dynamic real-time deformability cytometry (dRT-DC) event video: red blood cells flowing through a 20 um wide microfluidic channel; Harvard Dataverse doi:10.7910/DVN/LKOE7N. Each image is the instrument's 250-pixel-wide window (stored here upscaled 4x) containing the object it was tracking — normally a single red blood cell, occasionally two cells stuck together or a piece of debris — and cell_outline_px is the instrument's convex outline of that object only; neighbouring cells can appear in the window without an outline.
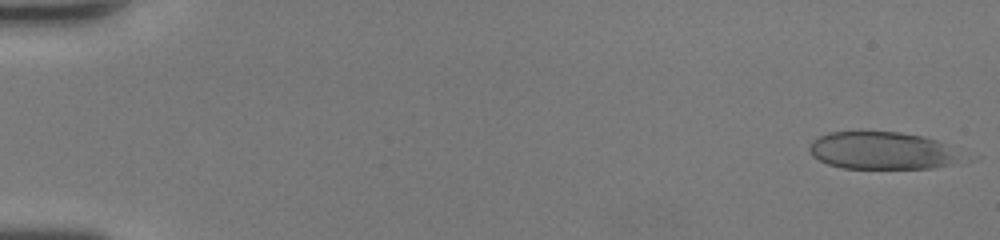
{"species": "human", "species_latin": "Homo sapiens", "temperature_condition": "room temperature", "stored_images_in_passage": 47, "camera_frame_rate_fps": 3000, "um_per_image_px": 0.085, "donor": {"sex": "female"}, "frame": {"image": 1, "passage_image": 1, "time_ms": 0.0, "image_size_px": [1000, 240], "cell_outline_px": [[956, 160], [948, 164], [932, 168], [840, 168], [828, 164], [812, 156], [808, 148], [812, 140], [828, 132], [860, 128], [900, 132], [924, 136], [936, 140], [956, 156]], "centroid_in_image_um": [74.74, 12.74], "position_along_channel_um": 10.3, "area_um2": 33.41}}
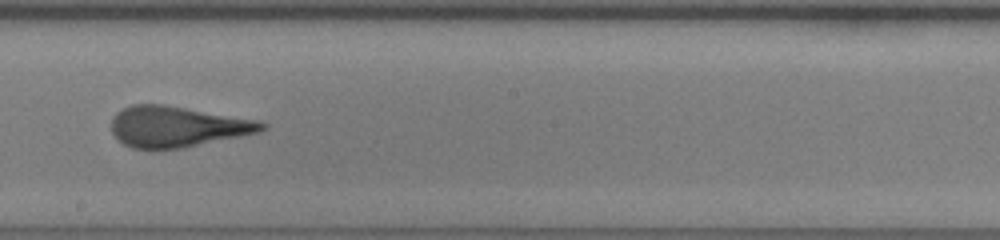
{"frame": {"image": 2, "passage_image": 28, "time_ms": 9.0, "image_size_px": [1000, 240], "cell_outline_px": [[268, 128], [260, 132], [184, 148], [132, 148], [124, 144], [112, 132], [112, 116], [120, 108], [132, 104], [164, 104], [256, 120], [268, 124]], "centroid_in_image_um": [15.06, 10.75], "position_along_channel_um": 233.1, "area_um2": 35.66}}
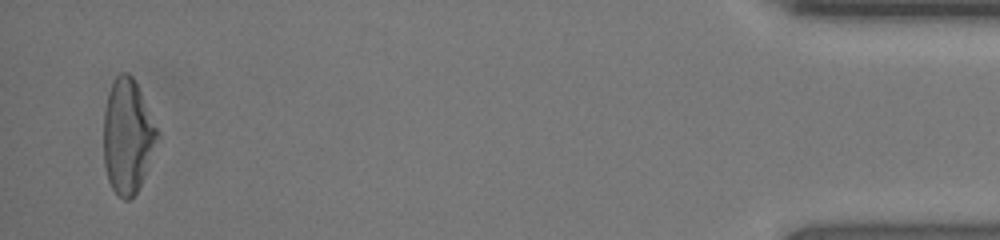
{"frame": {"image": 3, "passage_image": 46, "time_ms": 15.0, "image_size_px": [1000, 240], "cell_outline_px": [[156, 136], [140, 184], [136, 192], [128, 200], [124, 200], [116, 196], [108, 180], [104, 164], [104, 112], [108, 92], [116, 76], [120, 72], [128, 72], [132, 76], [140, 92], [156, 128]], "centroid_in_image_um": [10.77, 11.58], "position_along_channel_um": 424.4, "area_um2": 34.51}, "authors_computed_cell_mechanics": {"area_um2": 36.0094, "velocity_mm_per_s": 4.4868, "shape_relaxation_time_tau1_ms": 7.5334, "shape_relaxation_time_tau2_ms": 0.7951, "deformation_change_tau1": 0.2446, "deformation_change_tau2": 0.0688}}